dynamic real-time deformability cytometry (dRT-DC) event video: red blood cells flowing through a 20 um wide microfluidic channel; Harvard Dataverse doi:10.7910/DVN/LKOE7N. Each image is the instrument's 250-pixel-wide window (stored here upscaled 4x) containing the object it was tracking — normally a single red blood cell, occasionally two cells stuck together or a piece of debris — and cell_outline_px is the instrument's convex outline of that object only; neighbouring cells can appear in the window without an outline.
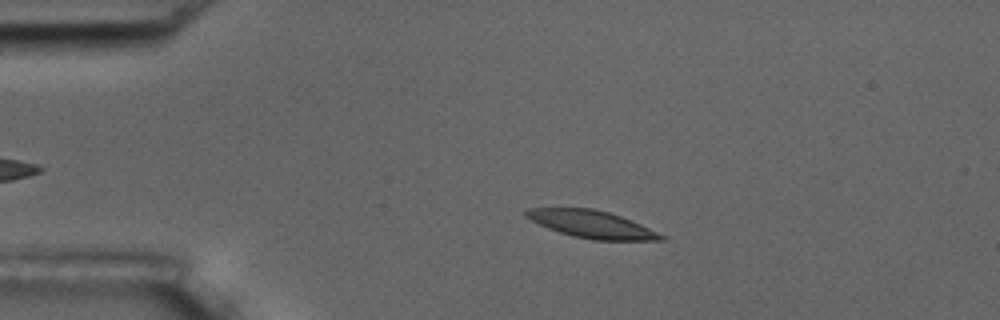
{"species": "common noctule bat (a hibernating species)", "species_latin": "Nyctalus noctula", "temperature_condition": "room temperature", "stored_images_in_passage": 9, "camera_frame_rate_fps": 3000, "um_per_image_px": 0.085, "animal": {"sex": "male", "body_mass_g": 17.5, "forearm_length_mm": 52.3}, "frame": {"image": 1, "passage_image": 3, "time_ms": 2.333, "image_size_px": [1000, 320], "cell_outline_px": [[668, 236], [664, 240], [592, 240], [572, 236], [548, 228], [524, 216], [524, 212], [528, 208], [592, 208], [608, 212], [620, 216], [640, 224]], "centroid_in_image_um": [50.32, 19.07], "position_along_channel_um": 34.7, "area_um2": 21.44}}
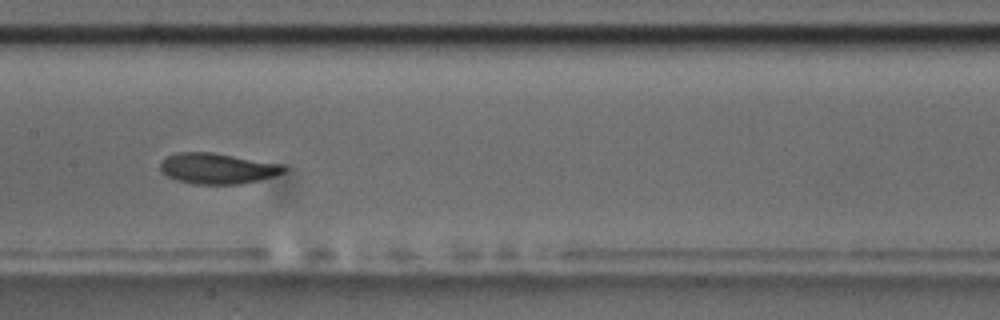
{"frame": {"image": 2, "passage_image": 8, "time_ms": 8.0, "image_size_px": [1000, 320], "cell_outline_px": [[288, 168], [284, 172], [260, 180], [240, 184], [192, 184], [176, 180], [168, 176], [160, 168], [160, 164], [168, 156], [176, 152], [212, 152], [284, 164]], "centroid_in_image_um": [18.52, 14.32], "position_along_channel_um": 188.9, "area_um2": 22.14}}
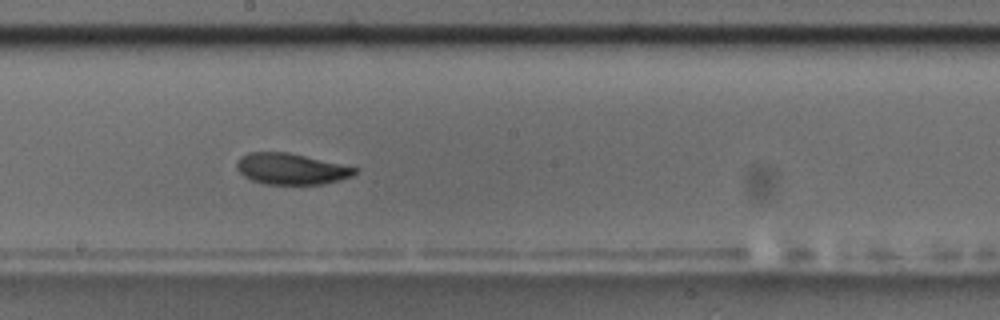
{"frame": {"image": 3, "passage_image": 9, "time_ms": 9.0, "image_size_px": [1000, 320], "cell_outline_px": [[360, 168], [352, 176], [340, 180], [324, 184], [264, 184], [252, 180], [244, 176], [236, 168], [236, 164], [240, 156], [248, 152], [288, 152]], "centroid_in_image_um": [24.75, 14.35], "position_along_channel_um": 223.5, "area_um2": 21.5}}